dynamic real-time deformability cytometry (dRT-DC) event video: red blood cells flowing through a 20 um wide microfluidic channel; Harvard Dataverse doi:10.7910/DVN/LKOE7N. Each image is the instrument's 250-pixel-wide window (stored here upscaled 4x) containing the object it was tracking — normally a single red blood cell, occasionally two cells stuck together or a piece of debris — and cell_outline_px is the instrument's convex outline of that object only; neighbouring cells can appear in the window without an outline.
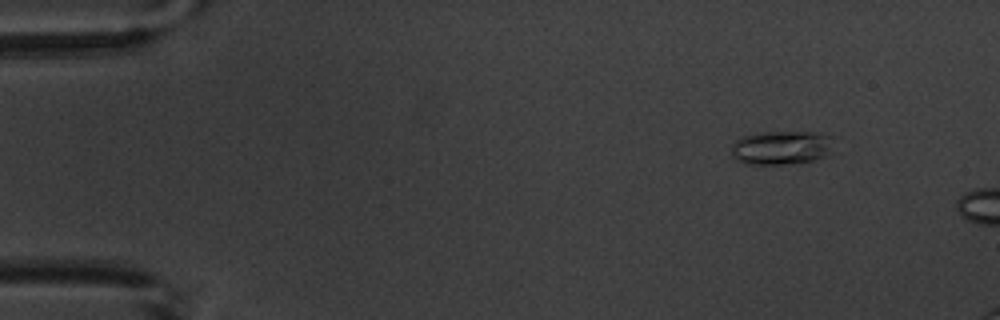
{"species": "common noctule bat (a hibernating species)", "species_latin": "Nyctalus noctula", "temperature_condition": "warm", "stored_images_in_passage": 4, "camera_frame_rate_fps": 3000, "um_per_image_px": 0.085, "animal": {"sex": "male", "body_mass_g": 20.1, "forearm_length_mm": 53.5}, "frame": {"image": 1, "passage_image": 2, "time_ms": 1.333, "image_size_px": [1000, 320], "cell_outline_px": [[840, 152], [832, 156], [816, 160], [780, 164], [744, 164], [736, 160], [732, 156], [732, 144], [740, 136], [764, 132], [816, 132], [832, 136]], "centroid_in_image_um": [66.57, 12.55], "position_along_channel_um": 18.4, "area_um2": 21.15}}